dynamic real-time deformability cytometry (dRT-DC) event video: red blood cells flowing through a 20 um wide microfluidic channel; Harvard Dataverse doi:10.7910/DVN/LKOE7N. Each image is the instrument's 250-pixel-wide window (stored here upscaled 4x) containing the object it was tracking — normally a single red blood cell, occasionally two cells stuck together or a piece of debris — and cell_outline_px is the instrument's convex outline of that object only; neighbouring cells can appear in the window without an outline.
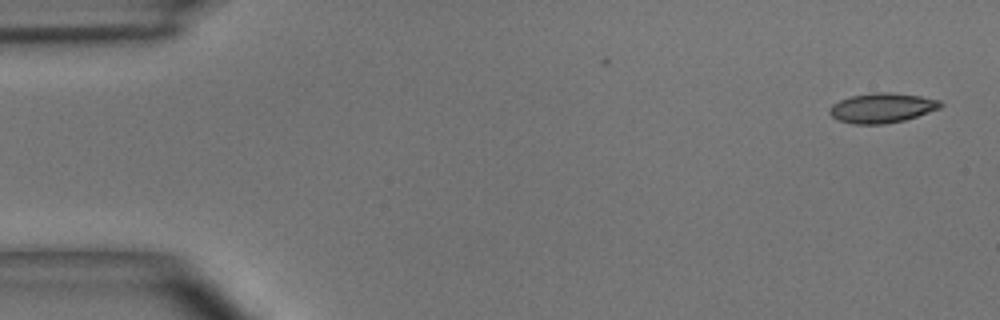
{"species": "common noctule bat (a hibernating species)", "species_latin": "Nyctalus noctula", "temperature_condition": "room temperature", "stored_images_in_passage": 49, "camera_frame_rate_fps": 3000, "um_per_image_px": 0.085, "animal": {"sex": "male", "body_mass_g": 15.6}, "frame": {"image": 1, "passage_image": 1, "time_ms": 0.0, "image_size_px": [1000, 320], "cell_outline_px": [[944, 104], [940, 108], [904, 120], [884, 124], [852, 124], [836, 120], [828, 112], [832, 104], [840, 100], [852, 96], [872, 92], [892, 92], [920, 96], [940, 100]], "centroid_in_image_um": [74.95, 9.17], "position_along_channel_um": 10.0, "area_um2": 19.31}}
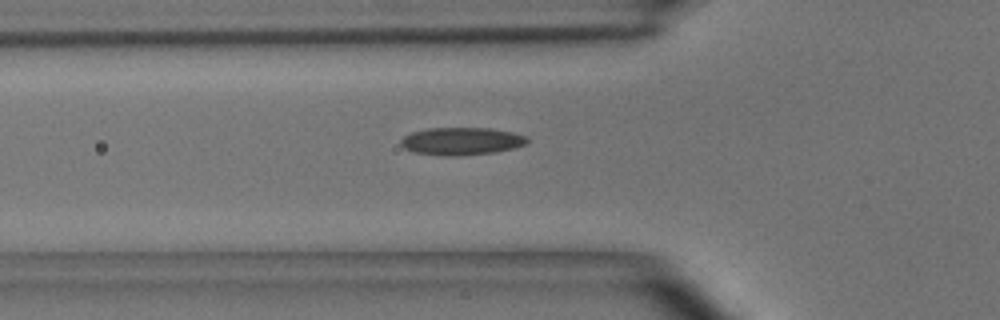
{"frame": {"image": 2, "passage_image": 16, "time_ms": 5.0, "image_size_px": [1000, 320], "cell_outline_px": [[528, 140], [524, 144], [512, 148], [496, 152], [456, 156], [448, 156], [416, 152], [404, 148], [400, 144], [400, 140], [404, 136], [412, 132], [428, 128], [492, 128], [512, 132], [528, 136]], "centroid_in_image_um": [39.23, 11.99], "position_along_channel_um": 86.6, "area_um2": 20.23}}
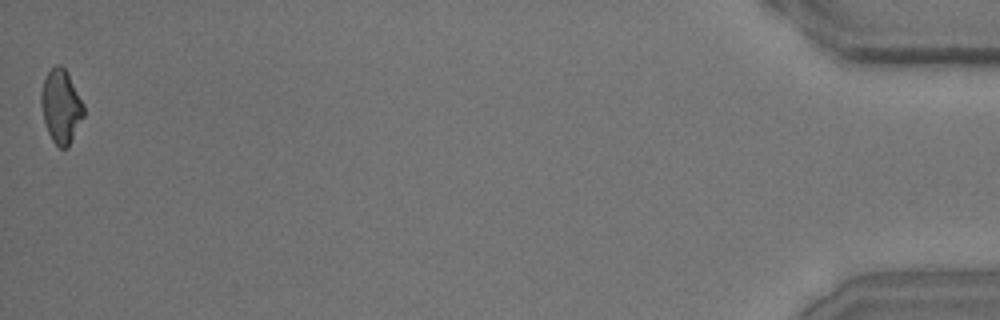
{"frame": {"image": 3, "passage_image": 49, "time_ms": 16.0, "image_size_px": [1000, 320], "cell_outline_px": [[84, 116], [68, 148], [60, 148], [52, 140], [48, 132], [44, 120], [40, 104], [40, 92], [44, 80], [48, 72], [56, 64], [60, 64], [68, 72], [84, 104]], "centroid_in_image_um": [5.19, 9.03], "position_along_channel_um": 430.0, "area_um2": 18.38}, "authors_computed_cell_mechanics": {"area_um2": 18.9584, "velocity_mm_per_s": 3.9647, "shape_relaxation_time_tau1_ms": 8.3817, "shape_relaxation_time_tau2_ms": 2.9112, "deformation_change_tau1": 0.1859, "deformation_change_tau2": 0.1139}}